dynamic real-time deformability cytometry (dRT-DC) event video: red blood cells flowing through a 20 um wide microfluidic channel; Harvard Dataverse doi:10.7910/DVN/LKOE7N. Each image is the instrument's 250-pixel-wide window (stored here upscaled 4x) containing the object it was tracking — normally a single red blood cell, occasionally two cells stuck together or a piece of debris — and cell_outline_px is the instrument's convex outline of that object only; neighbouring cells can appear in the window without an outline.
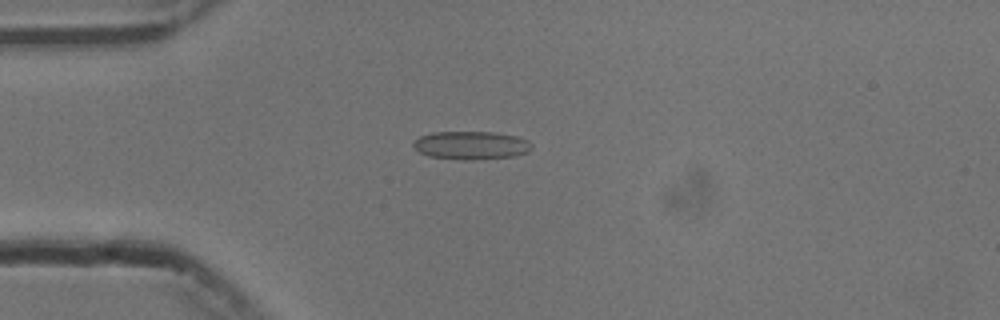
{"species": "common noctule bat (a hibernating species)", "species_latin": "Nyctalus noctula", "temperature_condition": "cold", "stored_images_in_passage": 50, "camera_frame_rate_fps": 3000, "um_per_image_px": 0.085, "animal": {"sex": "male", "body_mass_g": 13.3}, "frame": {"image": 1, "passage_image": 10, "time_ms": 3.0, "image_size_px": [1000, 320], "cell_outline_px": [[532, 148], [528, 152], [516, 156], [472, 160], [464, 160], [428, 156], [420, 152], [412, 144], [412, 140], [420, 136], [432, 132], [496, 132], [516, 136], [528, 140], [532, 144]], "centroid_in_image_um": [40.05, 12.35], "position_along_channel_um": 44.9, "area_um2": 19.65}}
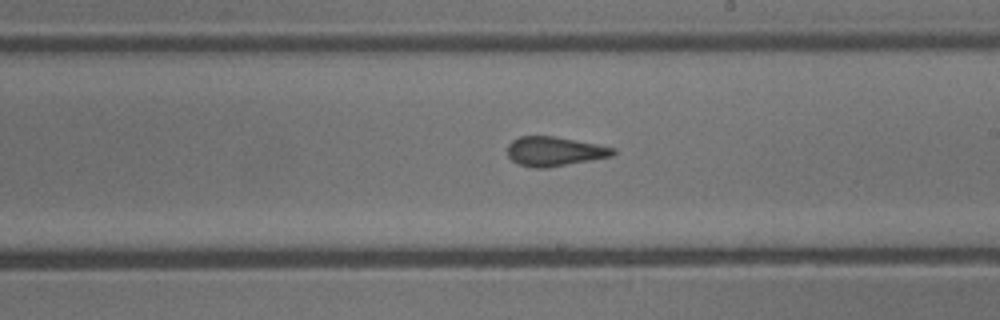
{"frame": {"image": 2, "passage_image": 27, "time_ms": 8.667, "image_size_px": [1000, 320], "cell_outline_px": [[616, 152], [612, 156], [544, 168], [536, 168], [520, 164], [512, 160], [508, 156], [508, 144], [512, 140], [520, 136], [552, 136], [596, 144], [616, 148]], "centroid_in_image_um": [47.12, 12.86], "position_along_channel_um": 241.9, "area_um2": 17.74}}
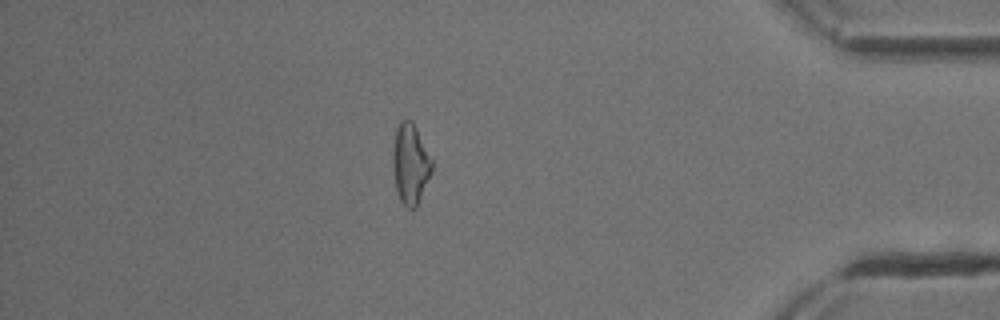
{"frame": {"image": 3, "passage_image": 43, "time_ms": 14.0, "image_size_px": [1000, 320], "cell_outline_px": [[432, 172], [416, 208], [408, 208], [400, 200], [396, 188], [392, 164], [392, 152], [396, 128], [400, 120], [412, 120], [432, 160]], "centroid_in_image_um": [34.87, 13.92], "position_along_channel_um": 400.3, "area_um2": 18.21}, "authors_computed_cell_mechanics": {"area_um2": 18.3226, "velocity_mm_per_s": 3.7546, "shape_relaxation_time_tau1_ms": null, "shape_relaxation_time_tau2_ms": 1.6673, "deformation_change_tau1": null, "deformation_change_tau2": 0.0776}}